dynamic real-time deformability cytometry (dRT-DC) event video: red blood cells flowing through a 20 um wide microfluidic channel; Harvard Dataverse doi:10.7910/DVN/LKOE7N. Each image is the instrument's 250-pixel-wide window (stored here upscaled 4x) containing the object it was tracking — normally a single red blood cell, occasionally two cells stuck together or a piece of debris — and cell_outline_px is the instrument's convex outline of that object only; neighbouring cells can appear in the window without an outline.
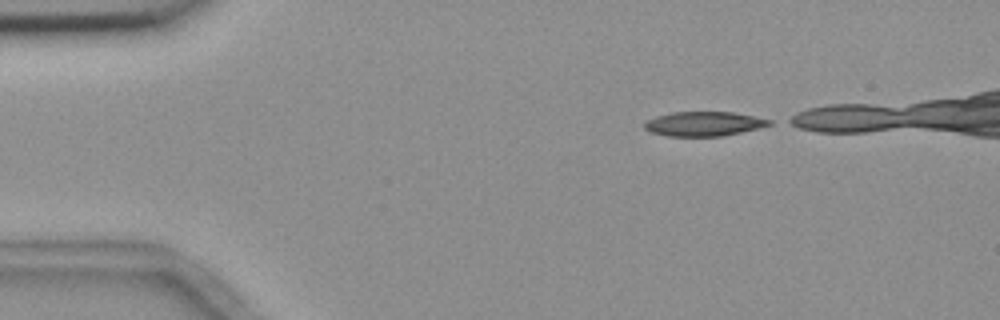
{"species": "common noctule bat (a hibernating species)", "species_latin": "Nyctalus noctula", "temperature_condition": "room temperature", "stored_images_in_passage": 11, "camera_frame_rate_fps": 3000, "um_per_image_px": 0.085, "animal": {"sex": "female", "body_mass_g": 18.4}, "frame": {"image": 1, "passage_image": 1, "time_ms": 0.0, "image_size_px": [1000, 320], "cell_outline_px": [[772, 124], [760, 128], [724, 136], [668, 136], [648, 132], [644, 128], [644, 120], [656, 116], [672, 112], [732, 112], [772, 120]], "centroid_in_image_um": [59.78, 10.53], "position_along_channel_um": 25.2, "area_um2": 17.92}}